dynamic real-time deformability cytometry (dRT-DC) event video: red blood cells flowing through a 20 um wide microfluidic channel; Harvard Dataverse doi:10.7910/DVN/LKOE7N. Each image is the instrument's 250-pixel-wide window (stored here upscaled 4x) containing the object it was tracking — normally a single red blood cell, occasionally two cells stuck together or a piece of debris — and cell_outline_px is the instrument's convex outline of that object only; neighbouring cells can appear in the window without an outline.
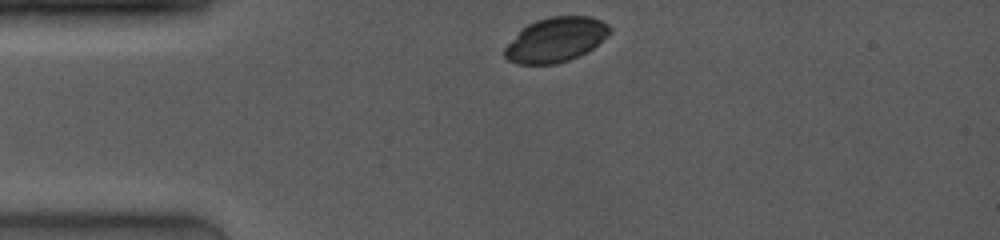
{"species": "common noctule bat (a hibernating species)", "species_latin": "Nyctalus noctula", "temperature_condition": "room temperature", "stored_images_in_passage": 2, "camera_frame_rate_fps": 4000, "um_per_image_px": 0.085, "animal": {"sex": "female", "body_mass_g": 19.0, "forearm_length_mm": 53.3}, "frame": {"image": 1, "passage_image": 1, "time_ms": 0.0, "image_size_px": [1000, 240], "cell_outline_px": [[612, 32], [608, 36], [592, 48], [568, 60], [556, 64], [516, 64], [508, 60], [504, 56], [504, 48], [520, 28], [536, 20], [552, 16], [592, 16], [608, 24], [612, 28]], "centroid_in_image_um": [47.23, 3.36], "position_along_channel_um": 37.8, "area_um2": 27.4}}